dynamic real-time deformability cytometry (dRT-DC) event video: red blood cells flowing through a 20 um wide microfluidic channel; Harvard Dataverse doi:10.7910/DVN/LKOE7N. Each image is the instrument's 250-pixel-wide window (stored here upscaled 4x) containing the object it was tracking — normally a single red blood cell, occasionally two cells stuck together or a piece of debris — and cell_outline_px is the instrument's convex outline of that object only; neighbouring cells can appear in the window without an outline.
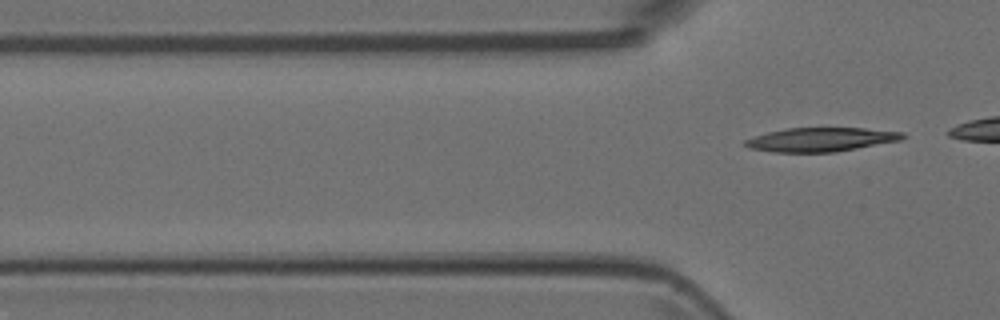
{"species": "Egyptian fruit bat (a non-hibernating species)", "species_latin": "Rousettus aegyptiacus", "temperature_condition": "room temperature", "stored_images_in_passage": 7, "segment_of_instrument_passage": [2, 2], "camera_frame_rate_fps": 3000, "um_per_image_px": 0.085, "animal": {"sex": "female"}, "frame": {"image": 1, "passage_image": 7, "time_ms": 2.0, "image_size_px": [1000, 320], "cell_outline_px": [[908, 136], [900, 140], [836, 152], [772, 152], [748, 148], [744, 144], [744, 140], [768, 132], [788, 128], [864, 128], [904, 132]], "centroid_in_image_um": [69.79, 11.86], "position_along_channel_um": 56.0, "area_um2": 21.91}}